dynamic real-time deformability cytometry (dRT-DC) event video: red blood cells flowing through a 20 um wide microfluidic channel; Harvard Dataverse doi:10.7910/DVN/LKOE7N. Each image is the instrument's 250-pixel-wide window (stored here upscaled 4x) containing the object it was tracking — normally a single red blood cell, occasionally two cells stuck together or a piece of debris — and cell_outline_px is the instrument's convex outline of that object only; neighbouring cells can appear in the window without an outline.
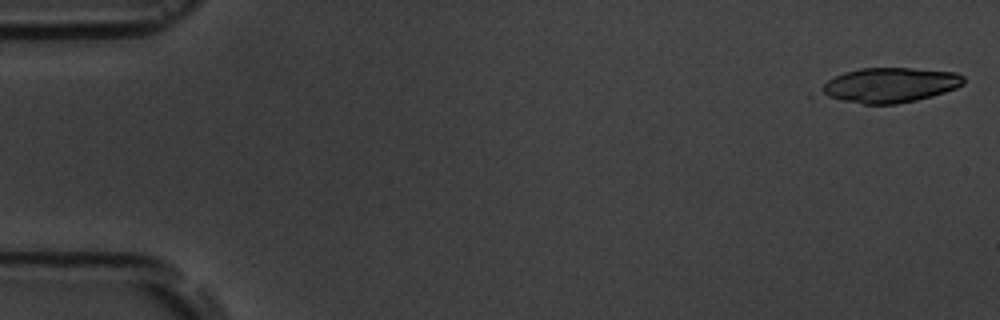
{"species": "common noctule bat (a hibernating species)", "species_latin": "Nyctalus noctula", "temperature_condition": "room temperature", "stored_images_in_passage": 6, "camera_frame_rate_fps": 3000, "um_per_image_px": 0.085, "animal": {"sex": "male", "body_mass_g": 19.5, "forearm_length_mm": 54.6}, "frame": {"image": 1, "passage_image": 1, "time_ms": 0.0, "image_size_px": [1000, 320], "cell_outline_px": [[964, 84], [956, 88], [932, 96], [916, 100], [896, 104], [864, 104], [808, 96], [828, 80], [844, 72], [860, 68], [912, 68], [956, 72], [964, 76]], "centroid_in_image_um": [75.47, 7.25], "position_along_channel_um": 9.5, "area_um2": 29.82}}
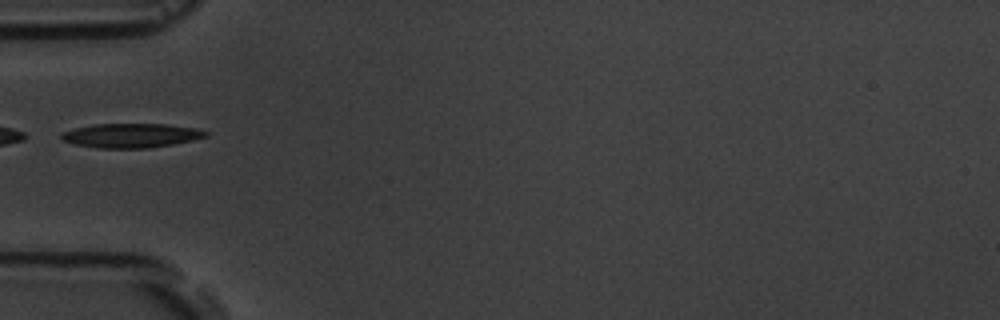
{"frame": {"image": 2, "passage_image": 6, "time_ms": 5.667, "image_size_px": [1000, 320], "cell_outline_px": [[208, 136], [192, 140], [172, 144], [148, 148], [96, 148], [76, 144], [60, 140], [60, 132], [76, 128], [96, 124], [164, 124], [196, 128], [208, 132]], "centroid_in_image_um": [11.11, 11.52], "position_along_channel_um": 73.9, "area_um2": 20.35}}